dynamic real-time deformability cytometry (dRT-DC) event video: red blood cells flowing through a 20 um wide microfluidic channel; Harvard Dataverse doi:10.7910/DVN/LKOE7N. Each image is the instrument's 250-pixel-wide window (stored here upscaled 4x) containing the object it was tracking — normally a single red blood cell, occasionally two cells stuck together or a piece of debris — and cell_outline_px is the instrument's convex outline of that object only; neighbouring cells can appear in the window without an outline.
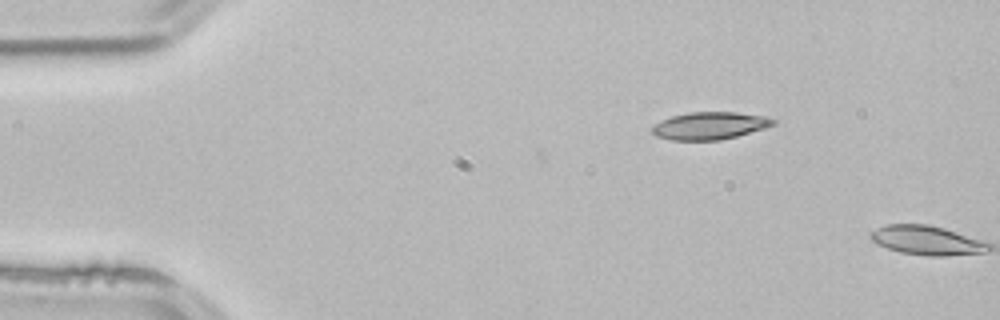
{"species": "common noctule bat (a hibernating species)", "species_latin": "Nyctalus noctula", "temperature_condition": "room temperature", "stored_images_in_passage": 2, "camera_frame_rate_fps": 3000, "um_per_image_px": 0.085, "animal": {"sex": "male", "body_mass_g": 21.5, "forearm_length_mm": 52.0}, "frame": {"image": 1, "passage_image": 1, "time_ms": 0.0, "image_size_px": [1000, 320], "cell_outline_px": [[776, 124], [764, 128], [736, 136], [720, 140], [672, 140], [656, 136], [652, 132], [652, 128], [660, 120], [672, 116], [688, 112], [736, 112], [764, 116], [776, 120]], "centroid_in_image_um": [60.32, 10.68], "position_along_channel_um": 24.7, "area_um2": 19.25}}